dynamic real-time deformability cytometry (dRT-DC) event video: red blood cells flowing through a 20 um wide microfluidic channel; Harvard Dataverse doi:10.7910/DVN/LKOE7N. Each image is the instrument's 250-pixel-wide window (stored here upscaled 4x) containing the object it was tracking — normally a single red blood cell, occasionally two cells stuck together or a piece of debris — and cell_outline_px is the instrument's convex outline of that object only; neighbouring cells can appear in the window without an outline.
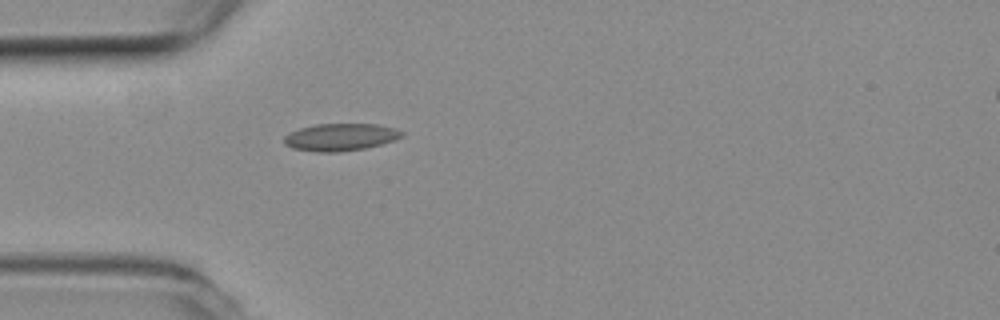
{"species": "common noctule bat (a hibernating species)", "species_latin": "Nyctalus noctula", "temperature_condition": "room temperature", "stored_images_in_passage": 1, "camera_frame_rate_fps": 3000, "um_per_image_px": 0.085, "animal": {"sex": "female", "body_mass_g": 19.3, "forearm_length_mm": 54.1}, "frame": {"image": 1, "passage_image": 1, "time_ms": 0.0, "image_size_px": [1000, 320], "cell_outline_px": [[404, 136], [396, 140], [364, 148], [340, 152], [316, 152], [292, 148], [284, 144], [284, 136], [300, 128], [316, 124], [376, 124], [392, 128], [404, 132]], "centroid_in_image_um": [28.94, 11.66], "position_along_channel_um": 56.1, "area_um2": 18.67}}